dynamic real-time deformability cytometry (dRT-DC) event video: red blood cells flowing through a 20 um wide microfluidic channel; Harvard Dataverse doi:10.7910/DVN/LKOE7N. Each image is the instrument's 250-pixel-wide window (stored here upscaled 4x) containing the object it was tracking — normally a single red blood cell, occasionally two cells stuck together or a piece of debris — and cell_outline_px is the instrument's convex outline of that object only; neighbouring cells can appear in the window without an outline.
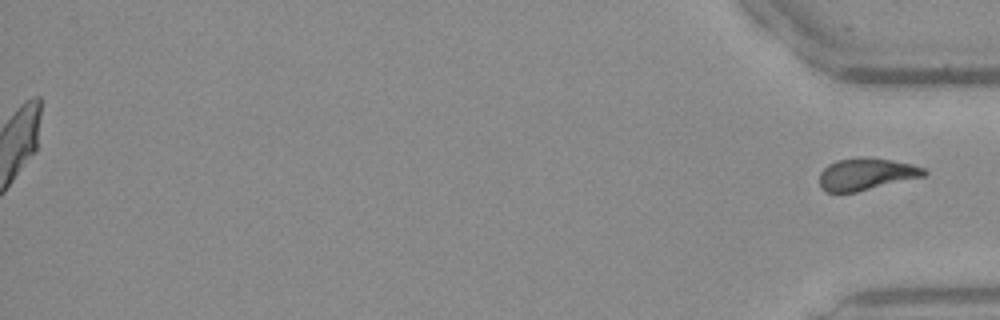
{"species": "Egyptian fruit bat (a non-hibernating species)", "species_latin": "Rousettus aegyptiacus", "temperature_condition": "warm", "stored_images_in_passage": 46, "segment_of_instrument_passage": [2, 2], "camera_frame_rate_fps": 3000, "um_per_image_px": 0.085, "frame": {"image": 1, "passage_image": 46, "time_ms": 15.0, "image_size_px": [1000, 320], "cell_outline_px": [[928, 172], [924, 176], [856, 192], [824, 192], [820, 188], [820, 172], [828, 164], [836, 160], [892, 160], [912, 164], [924, 168]], "centroid_in_image_um": [73.61, 14.85], "position_along_channel_um": 361.6, "area_um2": 18.79}}